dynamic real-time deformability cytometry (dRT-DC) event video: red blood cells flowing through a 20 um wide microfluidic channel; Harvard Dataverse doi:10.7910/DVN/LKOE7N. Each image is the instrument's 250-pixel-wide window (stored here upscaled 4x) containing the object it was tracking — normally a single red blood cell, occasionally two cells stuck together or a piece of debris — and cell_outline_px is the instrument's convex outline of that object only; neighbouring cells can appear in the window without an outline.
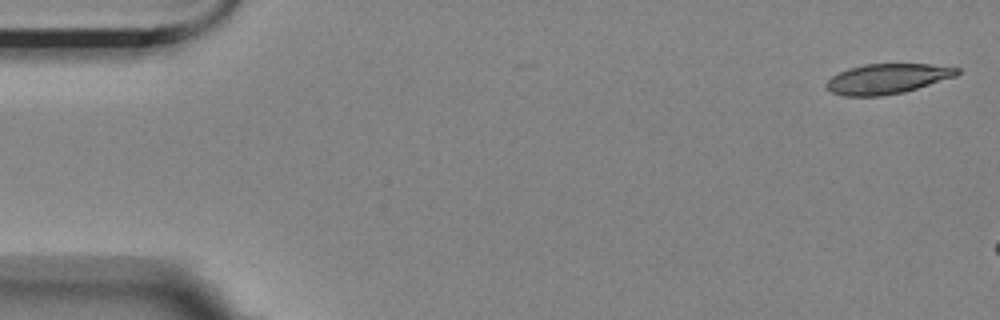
{"species": "Egyptian fruit bat (a non-hibernating species)", "species_latin": "Rousettus aegyptiacus", "temperature_condition": "room temperature", "stored_images_in_passage": 3, "camera_frame_rate_fps": 3000, "um_per_image_px": 0.085, "animal": {"sex": "female"}, "frame": {"image": 1, "passage_image": 1, "time_ms": 0.0, "image_size_px": [1000, 320], "cell_outline_px": [[960, 72], [956, 76], [904, 92], [880, 96], [844, 96], [832, 92], [824, 84], [832, 76], [848, 68], [864, 64], [932, 64], [960, 68]], "centroid_in_image_um": [75.42, 6.69], "position_along_channel_um": 9.6, "area_um2": 22.83}}